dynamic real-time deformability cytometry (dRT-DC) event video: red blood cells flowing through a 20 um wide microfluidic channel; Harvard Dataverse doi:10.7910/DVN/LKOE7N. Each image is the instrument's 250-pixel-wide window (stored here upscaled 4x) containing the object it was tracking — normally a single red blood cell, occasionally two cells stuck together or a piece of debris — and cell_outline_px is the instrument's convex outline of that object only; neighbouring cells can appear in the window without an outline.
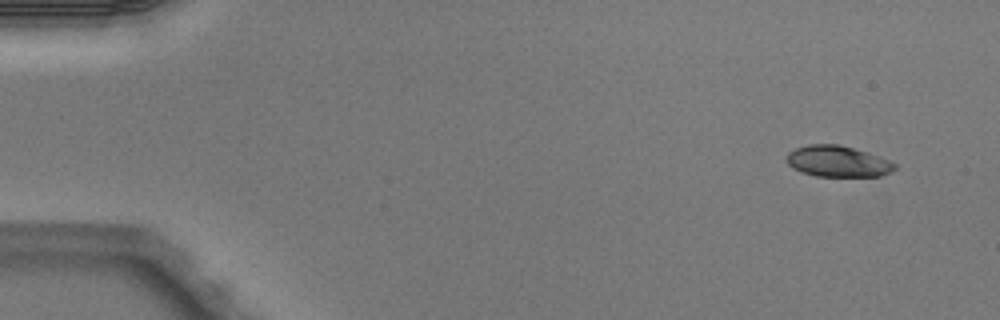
{"species": "Egyptian fruit bat (a non-hibernating species)", "species_latin": "Rousettus aegyptiacus", "temperature_condition": "warm", "stored_images_in_passage": 5, "segment_of_instrument_passage": [1, 2], "camera_frame_rate_fps": 3000, "um_per_image_px": 0.085, "animal": {"sex": "male"}, "frame": {"image": 1, "passage_image": 1, "time_ms": 0.0, "image_size_px": [1000, 320], "cell_outline_px": [[896, 168], [892, 172], [880, 176], [816, 176], [800, 172], [792, 168], [788, 164], [788, 152], [796, 148], [808, 144], [836, 144], [852, 148], [888, 160], [896, 164]], "centroid_in_image_um": [71.18, 13.73], "position_along_channel_um": 13.8, "area_um2": 19.36}}